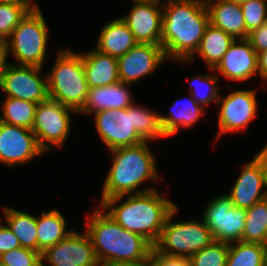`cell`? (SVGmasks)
<instances>
[{
    "mask_svg": "<svg viewBox=\"0 0 267 266\" xmlns=\"http://www.w3.org/2000/svg\"><path fill=\"white\" fill-rule=\"evenodd\" d=\"M162 6L161 46L165 57L188 62L210 24L205 0H167Z\"/></svg>",
    "mask_w": 267,
    "mask_h": 266,
    "instance_id": "cell-1",
    "label": "cell"
},
{
    "mask_svg": "<svg viewBox=\"0 0 267 266\" xmlns=\"http://www.w3.org/2000/svg\"><path fill=\"white\" fill-rule=\"evenodd\" d=\"M158 190L111 197L100 207L124 229L141 235L152 246L158 241L171 211L177 206ZM128 197L125 202L123 198Z\"/></svg>",
    "mask_w": 267,
    "mask_h": 266,
    "instance_id": "cell-2",
    "label": "cell"
},
{
    "mask_svg": "<svg viewBox=\"0 0 267 266\" xmlns=\"http://www.w3.org/2000/svg\"><path fill=\"white\" fill-rule=\"evenodd\" d=\"M93 115L100 138L110 151L167 137L160 114L135 103L124 109L101 110Z\"/></svg>",
    "mask_w": 267,
    "mask_h": 266,
    "instance_id": "cell-3",
    "label": "cell"
},
{
    "mask_svg": "<svg viewBox=\"0 0 267 266\" xmlns=\"http://www.w3.org/2000/svg\"><path fill=\"white\" fill-rule=\"evenodd\" d=\"M88 217L86 232L92 240L101 266L143 260L153 249L146 239L124 229L105 211L103 212L101 207L96 208Z\"/></svg>",
    "mask_w": 267,
    "mask_h": 266,
    "instance_id": "cell-4",
    "label": "cell"
},
{
    "mask_svg": "<svg viewBox=\"0 0 267 266\" xmlns=\"http://www.w3.org/2000/svg\"><path fill=\"white\" fill-rule=\"evenodd\" d=\"M148 145V141H144L135 146L109 151L114 159L103 184L101 202L115 196L155 190L151 187L137 189L147 180H158L155 156Z\"/></svg>",
    "mask_w": 267,
    "mask_h": 266,
    "instance_id": "cell-5",
    "label": "cell"
},
{
    "mask_svg": "<svg viewBox=\"0 0 267 266\" xmlns=\"http://www.w3.org/2000/svg\"><path fill=\"white\" fill-rule=\"evenodd\" d=\"M58 51L55 65L47 75L49 98L78 112L85 103L89 89L82 55L68 48Z\"/></svg>",
    "mask_w": 267,
    "mask_h": 266,
    "instance_id": "cell-6",
    "label": "cell"
},
{
    "mask_svg": "<svg viewBox=\"0 0 267 266\" xmlns=\"http://www.w3.org/2000/svg\"><path fill=\"white\" fill-rule=\"evenodd\" d=\"M177 206L168 216L160 237L153 249L168 257L190 258L193 254L210 245L214 238L204 221H180L172 223Z\"/></svg>",
    "mask_w": 267,
    "mask_h": 266,
    "instance_id": "cell-7",
    "label": "cell"
},
{
    "mask_svg": "<svg viewBox=\"0 0 267 266\" xmlns=\"http://www.w3.org/2000/svg\"><path fill=\"white\" fill-rule=\"evenodd\" d=\"M48 27L41 10L29 11L8 39L9 51L19 65L43 68L47 52Z\"/></svg>",
    "mask_w": 267,
    "mask_h": 266,
    "instance_id": "cell-8",
    "label": "cell"
},
{
    "mask_svg": "<svg viewBox=\"0 0 267 266\" xmlns=\"http://www.w3.org/2000/svg\"><path fill=\"white\" fill-rule=\"evenodd\" d=\"M70 112L78 113L51 98L37 105L32 131L45 153L52 146L61 148L64 145L71 128Z\"/></svg>",
    "mask_w": 267,
    "mask_h": 266,
    "instance_id": "cell-9",
    "label": "cell"
},
{
    "mask_svg": "<svg viewBox=\"0 0 267 266\" xmlns=\"http://www.w3.org/2000/svg\"><path fill=\"white\" fill-rule=\"evenodd\" d=\"M246 209L238 208L227 194L219 195L207 205L202 220L215 241L233 243L242 241Z\"/></svg>",
    "mask_w": 267,
    "mask_h": 266,
    "instance_id": "cell-10",
    "label": "cell"
},
{
    "mask_svg": "<svg viewBox=\"0 0 267 266\" xmlns=\"http://www.w3.org/2000/svg\"><path fill=\"white\" fill-rule=\"evenodd\" d=\"M42 69L10 63L0 73V89L6 97L39 104L49 98L47 76L39 75Z\"/></svg>",
    "mask_w": 267,
    "mask_h": 266,
    "instance_id": "cell-11",
    "label": "cell"
},
{
    "mask_svg": "<svg viewBox=\"0 0 267 266\" xmlns=\"http://www.w3.org/2000/svg\"><path fill=\"white\" fill-rule=\"evenodd\" d=\"M215 104L221 106L218 117L220 131L216 139L228 132L244 130L249 126L250 121L257 117L256 89L232 91L224 98L218 99Z\"/></svg>",
    "mask_w": 267,
    "mask_h": 266,
    "instance_id": "cell-12",
    "label": "cell"
},
{
    "mask_svg": "<svg viewBox=\"0 0 267 266\" xmlns=\"http://www.w3.org/2000/svg\"><path fill=\"white\" fill-rule=\"evenodd\" d=\"M42 262L50 266H101L88 233L73 231L65 239L41 254ZM45 266L46 263L44 264Z\"/></svg>",
    "mask_w": 267,
    "mask_h": 266,
    "instance_id": "cell-13",
    "label": "cell"
},
{
    "mask_svg": "<svg viewBox=\"0 0 267 266\" xmlns=\"http://www.w3.org/2000/svg\"><path fill=\"white\" fill-rule=\"evenodd\" d=\"M45 152L38 145L32 129L0 121V162L12 165L27 163Z\"/></svg>",
    "mask_w": 267,
    "mask_h": 266,
    "instance_id": "cell-14",
    "label": "cell"
},
{
    "mask_svg": "<svg viewBox=\"0 0 267 266\" xmlns=\"http://www.w3.org/2000/svg\"><path fill=\"white\" fill-rule=\"evenodd\" d=\"M165 60L167 59L161 45L137 43L117 58L120 82L129 86L137 83L138 79L156 71Z\"/></svg>",
    "mask_w": 267,
    "mask_h": 266,
    "instance_id": "cell-15",
    "label": "cell"
},
{
    "mask_svg": "<svg viewBox=\"0 0 267 266\" xmlns=\"http://www.w3.org/2000/svg\"><path fill=\"white\" fill-rule=\"evenodd\" d=\"M160 5V6H159ZM163 3L148 0L134 3L129 14L120 17L129 27L138 43L161 45Z\"/></svg>",
    "mask_w": 267,
    "mask_h": 266,
    "instance_id": "cell-16",
    "label": "cell"
},
{
    "mask_svg": "<svg viewBox=\"0 0 267 266\" xmlns=\"http://www.w3.org/2000/svg\"><path fill=\"white\" fill-rule=\"evenodd\" d=\"M211 71H218L226 79L243 82L258 72L257 52L248 39H235Z\"/></svg>",
    "mask_w": 267,
    "mask_h": 266,
    "instance_id": "cell-17",
    "label": "cell"
},
{
    "mask_svg": "<svg viewBox=\"0 0 267 266\" xmlns=\"http://www.w3.org/2000/svg\"><path fill=\"white\" fill-rule=\"evenodd\" d=\"M242 166L230 194L227 195L234 206L248 209L267 197V189L263 188H266L263 170L255 157Z\"/></svg>",
    "mask_w": 267,
    "mask_h": 266,
    "instance_id": "cell-18",
    "label": "cell"
},
{
    "mask_svg": "<svg viewBox=\"0 0 267 266\" xmlns=\"http://www.w3.org/2000/svg\"><path fill=\"white\" fill-rule=\"evenodd\" d=\"M129 84L118 82L108 86L89 88L83 107L78 114H95L101 110L124 109L133 103Z\"/></svg>",
    "mask_w": 267,
    "mask_h": 266,
    "instance_id": "cell-19",
    "label": "cell"
},
{
    "mask_svg": "<svg viewBox=\"0 0 267 266\" xmlns=\"http://www.w3.org/2000/svg\"><path fill=\"white\" fill-rule=\"evenodd\" d=\"M205 0L211 25L222 29L235 39H247L241 6L226 0Z\"/></svg>",
    "mask_w": 267,
    "mask_h": 266,
    "instance_id": "cell-20",
    "label": "cell"
},
{
    "mask_svg": "<svg viewBox=\"0 0 267 266\" xmlns=\"http://www.w3.org/2000/svg\"><path fill=\"white\" fill-rule=\"evenodd\" d=\"M81 55L89 88L108 86L120 81L117 58L97 49Z\"/></svg>",
    "mask_w": 267,
    "mask_h": 266,
    "instance_id": "cell-21",
    "label": "cell"
},
{
    "mask_svg": "<svg viewBox=\"0 0 267 266\" xmlns=\"http://www.w3.org/2000/svg\"><path fill=\"white\" fill-rule=\"evenodd\" d=\"M138 42L129 27L119 17L108 22L99 34L96 49L112 57L119 58Z\"/></svg>",
    "mask_w": 267,
    "mask_h": 266,
    "instance_id": "cell-22",
    "label": "cell"
},
{
    "mask_svg": "<svg viewBox=\"0 0 267 266\" xmlns=\"http://www.w3.org/2000/svg\"><path fill=\"white\" fill-rule=\"evenodd\" d=\"M235 38L222 29L209 24L200 41L199 47L194 55L188 60H194L196 55L203 59L209 70H212L227 52Z\"/></svg>",
    "mask_w": 267,
    "mask_h": 266,
    "instance_id": "cell-23",
    "label": "cell"
},
{
    "mask_svg": "<svg viewBox=\"0 0 267 266\" xmlns=\"http://www.w3.org/2000/svg\"><path fill=\"white\" fill-rule=\"evenodd\" d=\"M205 108L197 103L193 97L188 100H176L169 115H160L162 128L167 137L176 134L180 127L189 128L204 114Z\"/></svg>",
    "mask_w": 267,
    "mask_h": 266,
    "instance_id": "cell-24",
    "label": "cell"
},
{
    "mask_svg": "<svg viewBox=\"0 0 267 266\" xmlns=\"http://www.w3.org/2000/svg\"><path fill=\"white\" fill-rule=\"evenodd\" d=\"M41 213V216L36 217V225L37 251L42 254L73 231L66 230V220L60 211L52 209Z\"/></svg>",
    "mask_w": 267,
    "mask_h": 266,
    "instance_id": "cell-25",
    "label": "cell"
},
{
    "mask_svg": "<svg viewBox=\"0 0 267 266\" xmlns=\"http://www.w3.org/2000/svg\"><path fill=\"white\" fill-rule=\"evenodd\" d=\"M3 211L6 225L19 239L21 247L37 251L36 217L12 207H4Z\"/></svg>",
    "mask_w": 267,
    "mask_h": 266,
    "instance_id": "cell-26",
    "label": "cell"
},
{
    "mask_svg": "<svg viewBox=\"0 0 267 266\" xmlns=\"http://www.w3.org/2000/svg\"><path fill=\"white\" fill-rule=\"evenodd\" d=\"M242 242L267 244V197L246 209Z\"/></svg>",
    "mask_w": 267,
    "mask_h": 266,
    "instance_id": "cell-27",
    "label": "cell"
},
{
    "mask_svg": "<svg viewBox=\"0 0 267 266\" xmlns=\"http://www.w3.org/2000/svg\"><path fill=\"white\" fill-rule=\"evenodd\" d=\"M37 105L35 102L5 97L4 103L0 104V111L3 110L0 121L32 129Z\"/></svg>",
    "mask_w": 267,
    "mask_h": 266,
    "instance_id": "cell-28",
    "label": "cell"
},
{
    "mask_svg": "<svg viewBox=\"0 0 267 266\" xmlns=\"http://www.w3.org/2000/svg\"><path fill=\"white\" fill-rule=\"evenodd\" d=\"M267 246L259 243H229L226 266H264Z\"/></svg>",
    "mask_w": 267,
    "mask_h": 266,
    "instance_id": "cell-29",
    "label": "cell"
},
{
    "mask_svg": "<svg viewBox=\"0 0 267 266\" xmlns=\"http://www.w3.org/2000/svg\"><path fill=\"white\" fill-rule=\"evenodd\" d=\"M211 75H199L191 79L189 89L191 97H193V99L203 107L214 101L217 102L219 98V86H217L219 75Z\"/></svg>",
    "mask_w": 267,
    "mask_h": 266,
    "instance_id": "cell-30",
    "label": "cell"
},
{
    "mask_svg": "<svg viewBox=\"0 0 267 266\" xmlns=\"http://www.w3.org/2000/svg\"><path fill=\"white\" fill-rule=\"evenodd\" d=\"M38 5H18L0 2V36L9 39L12 31L26 14Z\"/></svg>",
    "mask_w": 267,
    "mask_h": 266,
    "instance_id": "cell-31",
    "label": "cell"
},
{
    "mask_svg": "<svg viewBox=\"0 0 267 266\" xmlns=\"http://www.w3.org/2000/svg\"><path fill=\"white\" fill-rule=\"evenodd\" d=\"M229 244L213 241L210 245L193 254L191 266H226Z\"/></svg>",
    "mask_w": 267,
    "mask_h": 266,
    "instance_id": "cell-32",
    "label": "cell"
},
{
    "mask_svg": "<svg viewBox=\"0 0 267 266\" xmlns=\"http://www.w3.org/2000/svg\"><path fill=\"white\" fill-rule=\"evenodd\" d=\"M240 6L243 12L248 38L249 33L267 21V0H248Z\"/></svg>",
    "mask_w": 267,
    "mask_h": 266,
    "instance_id": "cell-33",
    "label": "cell"
},
{
    "mask_svg": "<svg viewBox=\"0 0 267 266\" xmlns=\"http://www.w3.org/2000/svg\"><path fill=\"white\" fill-rule=\"evenodd\" d=\"M41 262L40 252L23 247L0 255V266H38Z\"/></svg>",
    "mask_w": 267,
    "mask_h": 266,
    "instance_id": "cell-34",
    "label": "cell"
},
{
    "mask_svg": "<svg viewBox=\"0 0 267 266\" xmlns=\"http://www.w3.org/2000/svg\"><path fill=\"white\" fill-rule=\"evenodd\" d=\"M18 247H21L19 239L7 225L0 222V255Z\"/></svg>",
    "mask_w": 267,
    "mask_h": 266,
    "instance_id": "cell-35",
    "label": "cell"
},
{
    "mask_svg": "<svg viewBox=\"0 0 267 266\" xmlns=\"http://www.w3.org/2000/svg\"><path fill=\"white\" fill-rule=\"evenodd\" d=\"M151 266H191L188 258L168 257L151 250Z\"/></svg>",
    "mask_w": 267,
    "mask_h": 266,
    "instance_id": "cell-36",
    "label": "cell"
},
{
    "mask_svg": "<svg viewBox=\"0 0 267 266\" xmlns=\"http://www.w3.org/2000/svg\"><path fill=\"white\" fill-rule=\"evenodd\" d=\"M247 39L250 41L257 54L267 50V21L259 28L249 33Z\"/></svg>",
    "mask_w": 267,
    "mask_h": 266,
    "instance_id": "cell-37",
    "label": "cell"
},
{
    "mask_svg": "<svg viewBox=\"0 0 267 266\" xmlns=\"http://www.w3.org/2000/svg\"><path fill=\"white\" fill-rule=\"evenodd\" d=\"M9 53L8 39L0 36V73L9 64L7 57Z\"/></svg>",
    "mask_w": 267,
    "mask_h": 266,
    "instance_id": "cell-38",
    "label": "cell"
},
{
    "mask_svg": "<svg viewBox=\"0 0 267 266\" xmlns=\"http://www.w3.org/2000/svg\"><path fill=\"white\" fill-rule=\"evenodd\" d=\"M258 58V74L261 78L267 80V50L259 52Z\"/></svg>",
    "mask_w": 267,
    "mask_h": 266,
    "instance_id": "cell-39",
    "label": "cell"
},
{
    "mask_svg": "<svg viewBox=\"0 0 267 266\" xmlns=\"http://www.w3.org/2000/svg\"><path fill=\"white\" fill-rule=\"evenodd\" d=\"M255 159L260 163L267 189V145H265L256 155Z\"/></svg>",
    "mask_w": 267,
    "mask_h": 266,
    "instance_id": "cell-40",
    "label": "cell"
},
{
    "mask_svg": "<svg viewBox=\"0 0 267 266\" xmlns=\"http://www.w3.org/2000/svg\"><path fill=\"white\" fill-rule=\"evenodd\" d=\"M108 266H151V252L148 257L143 260L132 262H117L109 264Z\"/></svg>",
    "mask_w": 267,
    "mask_h": 266,
    "instance_id": "cell-41",
    "label": "cell"
},
{
    "mask_svg": "<svg viewBox=\"0 0 267 266\" xmlns=\"http://www.w3.org/2000/svg\"><path fill=\"white\" fill-rule=\"evenodd\" d=\"M32 0H0L2 3H15L18 5H37L36 3H32Z\"/></svg>",
    "mask_w": 267,
    "mask_h": 266,
    "instance_id": "cell-42",
    "label": "cell"
},
{
    "mask_svg": "<svg viewBox=\"0 0 267 266\" xmlns=\"http://www.w3.org/2000/svg\"><path fill=\"white\" fill-rule=\"evenodd\" d=\"M226 1L241 5V4H243L244 2H246L248 0H226Z\"/></svg>",
    "mask_w": 267,
    "mask_h": 266,
    "instance_id": "cell-43",
    "label": "cell"
},
{
    "mask_svg": "<svg viewBox=\"0 0 267 266\" xmlns=\"http://www.w3.org/2000/svg\"><path fill=\"white\" fill-rule=\"evenodd\" d=\"M264 266H267V252H266V255H265V259H264Z\"/></svg>",
    "mask_w": 267,
    "mask_h": 266,
    "instance_id": "cell-44",
    "label": "cell"
},
{
    "mask_svg": "<svg viewBox=\"0 0 267 266\" xmlns=\"http://www.w3.org/2000/svg\"><path fill=\"white\" fill-rule=\"evenodd\" d=\"M133 1L134 3H137V2H144V1H148V0H131Z\"/></svg>",
    "mask_w": 267,
    "mask_h": 266,
    "instance_id": "cell-45",
    "label": "cell"
},
{
    "mask_svg": "<svg viewBox=\"0 0 267 266\" xmlns=\"http://www.w3.org/2000/svg\"><path fill=\"white\" fill-rule=\"evenodd\" d=\"M38 266H45L43 262H41Z\"/></svg>",
    "mask_w": 267,
    "mask_h": 266,
    "instance_id": "cell-46",
    "label": "cell"
}]
</instances>
